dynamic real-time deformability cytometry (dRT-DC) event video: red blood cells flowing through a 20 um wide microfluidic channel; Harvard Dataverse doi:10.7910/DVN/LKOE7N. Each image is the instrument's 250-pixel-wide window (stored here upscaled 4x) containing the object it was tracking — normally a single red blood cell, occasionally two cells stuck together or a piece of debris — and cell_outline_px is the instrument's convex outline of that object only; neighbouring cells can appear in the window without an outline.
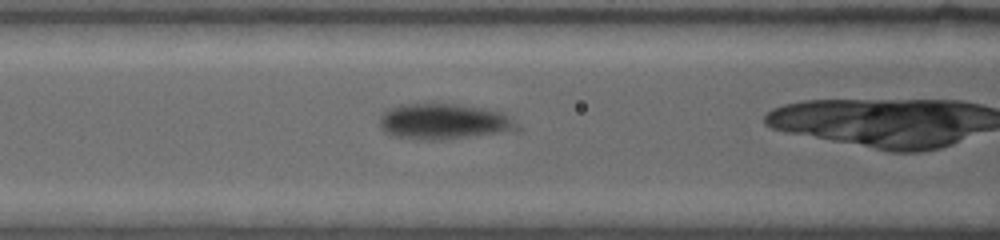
{"species": "common noctule bat (a hibernating species)", "species_latin": "Nyctalus noctula", "temperature_condition": "warm", "stored_images_in_passage": 24, "camera_frame_rate_fps": 4500, "um_per_image_px": 0.085, "animal": {"sex": "female", "body_mass_g": 19.0, "forearm_length_mm": 53.3}, "frame": {"image": 1, "passage_image": 6, "time_ms": 3.111, "image_size_px": [1000, 240], "cell_outline_px": [[524, 128], [520, 132], [440, 140], [428, 140], [396, 136], [384, 132], [380, 128], [380, 116], [384, 112], [400, 104], [456, 104], [484, 108], [500, 112], [508, 116], [520, 124]], "centroid_in_image_um": [37.86, 10.36], "position_along_channel_um": 128.7, "area_um2": 29.13}}